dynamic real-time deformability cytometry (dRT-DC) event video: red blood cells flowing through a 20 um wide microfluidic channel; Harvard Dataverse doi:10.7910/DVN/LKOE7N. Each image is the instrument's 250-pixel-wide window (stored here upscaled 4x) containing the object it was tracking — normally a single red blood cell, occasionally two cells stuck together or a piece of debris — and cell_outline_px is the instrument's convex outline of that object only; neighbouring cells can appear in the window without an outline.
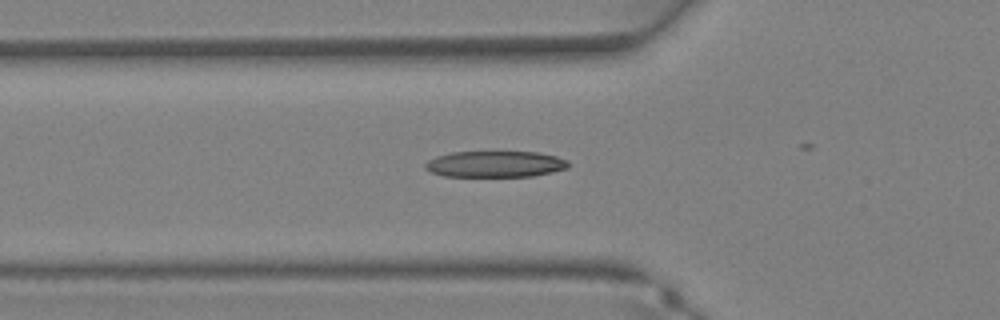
{"species": "Egyptian fruit bat (a non-hibernating species)", "species_latin": "Rousettus aegyptiacus", "temperature_condition": "warm", "stored_images_in_passage": 22, "camera_frame_rate_fps": 3000, "um_per_image_px": 0.085, "animal": {"sex": "female"}, "frame": {"image": 1, "passage_image": 13, "time_ms": 4.0, "image_size_px": [1000, 320], "cell_outline_px": [[568, 168], [552, 172], [532, 176], [444, 176], [432, 172], [424, 168], [424, 164], [428, 160], [436, 156], [452, 152], [540, 152], [556, 156], [568, 160]], "centroid_in_image_um": [42.09, 13.94], "position_along_channel_um": 83.7, "area_um2": 21.85}}
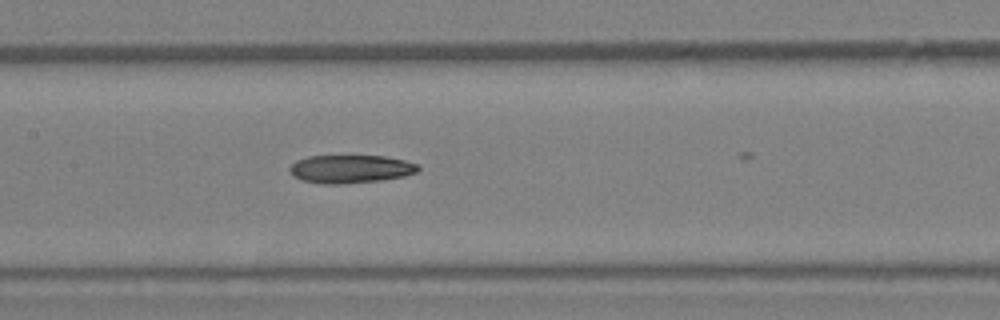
{"frame": {"image": 2, "passage_image": 18, "time_ms": 5.667, "image_size_px": [1000, 320], "cell_outline_px": [[420, 168], [416, 172], [404, 176], [380, 180], [340, 184], [324, 184], [304, 180], [292, 176], [288, 168], [296, 160], [308, 156], [384, 156], [404, 160], [420, 164]], "centroid_in_image_um": [29.79, 14.36], "position_along_channel_um": 177.6, "area_um2": 21.04}}
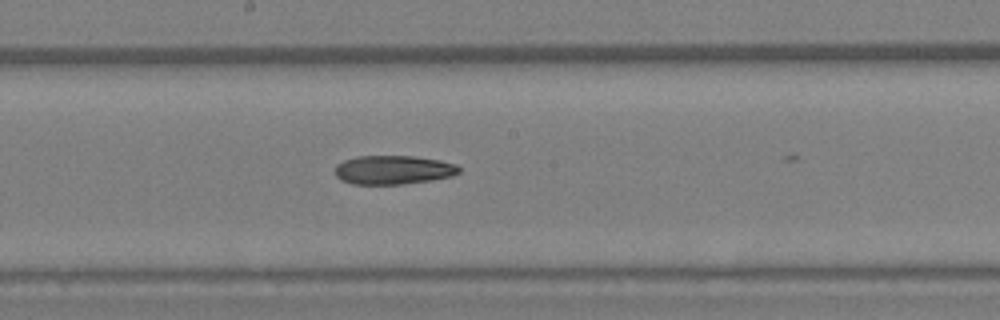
{"frame": {"image": 3, "passage_image": 20, "time_ms": 6.333, "image_size_px": [1000, 320], "cell_outline_px": [[460, 172], [452, 176], [432, 180], [400, 184], [352, 184], [340, 180], [336, 176], [336, 164], [344, 160], [356, 156], [416, 156], [440, 160], [456, 164], [460, 168]], "centroid_in_image_um": [33.43, 14.43], "position_along_channel_um": 214.8, "area_um2": 20.98}}